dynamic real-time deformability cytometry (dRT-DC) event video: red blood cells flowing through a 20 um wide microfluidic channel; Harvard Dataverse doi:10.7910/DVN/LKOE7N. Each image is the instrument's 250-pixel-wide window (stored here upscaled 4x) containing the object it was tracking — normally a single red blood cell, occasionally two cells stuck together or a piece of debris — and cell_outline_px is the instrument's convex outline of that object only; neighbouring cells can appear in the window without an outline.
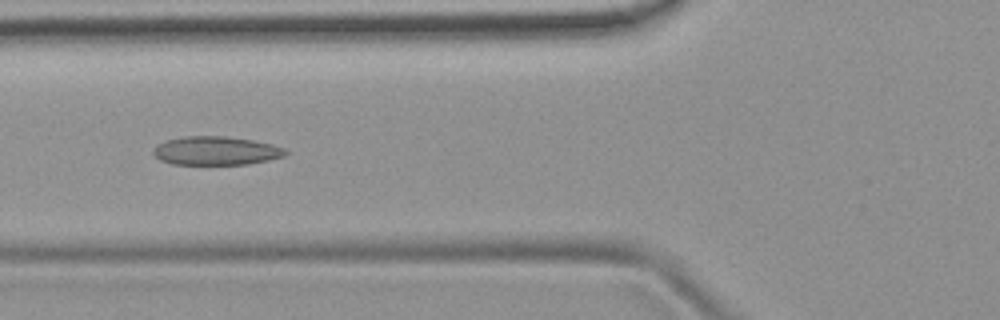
{"species": "common noctule bat (a hibernating species)", "species_latin": "Nyctalus noctula", "temperature_condition": "room temperature", "stored_images_in_passage": 9, "camera_frame_rate_fps": 3000, "um_per_image_px": 0.085, "animal": {"sex": "female", "body_mass_g": 19.9}, "frame": {"image": 1, "passage_image": 6, "time_ms": 1.667, "image_size_px": [1000, 320], "cell_outline_px": [[288, 152], [284, 156], [268, 160], [248, 164], [172, 164], [160, 160], [152, 152], [152, 148], [156, 144], [164, 140], [184, 136], [224, 136], [252, 140], [272, 144], [284, 148]], "centroid_in_image_um": [18.31, 12.81], "position_along_channel_um": 107.5, "area_um2": 22.14}}